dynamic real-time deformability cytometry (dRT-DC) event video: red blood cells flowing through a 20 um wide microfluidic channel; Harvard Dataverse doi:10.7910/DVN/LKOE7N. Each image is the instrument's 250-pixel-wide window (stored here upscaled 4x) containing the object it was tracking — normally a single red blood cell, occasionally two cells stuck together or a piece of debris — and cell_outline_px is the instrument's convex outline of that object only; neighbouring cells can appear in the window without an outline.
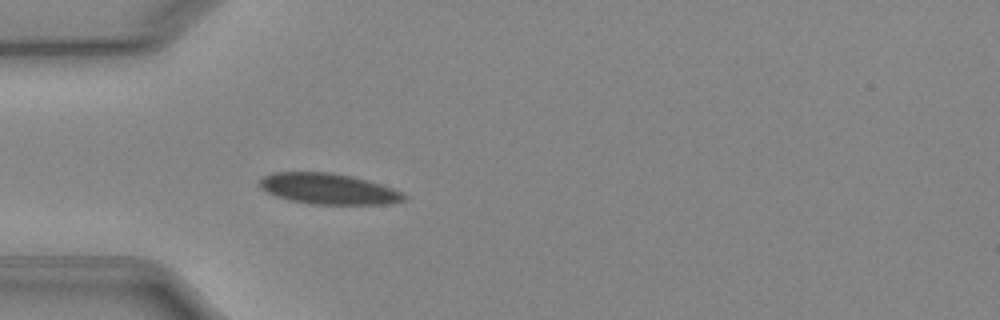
{"species": "Egyptian fruit bat (a non-hibernating species)", "species_latin": "Rousettus aegyptiacus", "temperature_condition": "cold", "stored_images_in_passage": 37, "camera_frame_rate_fps": 3000, "um_per_image_px": 0.085, "animal": {"sex": "female"}, "frame": {"image": 1, "passage_image": 1, "time_ms": 0.0, "image_size_px": [1000, 320], "cell_outline_px": [[408, 196], [404, 200], [392, 204], [312, 204], [288, 200], [276, 196], [260, 188], [260, 180], [264, 176], [272, 172], [332, 172], [352, 176], [368, 180], [392, 188]], "centroid_in_image_um": [27.92, 16.05], "position_along_channel_um": 57.1, "area_um2": 25.95}}
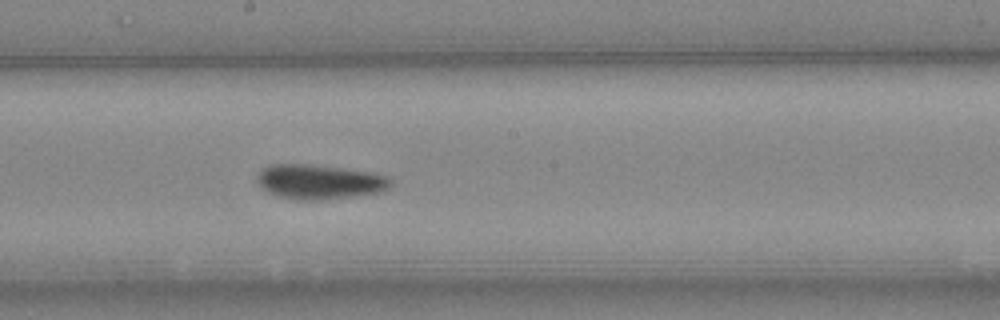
{"frame": {"image": 2, "passage_image": 14, "time_ms": 4.333, "image_size_px": [1000, 320], "cell_outline_px": [[392, 184], [384, 192], [320, 200], [296, 200], [276, 196], [260, 188], [256, 180], [256, 176], [264, 168], [272, 164], [308, 164], [372, 172], [388, 176], [392, 180]], "centroid_in_image_um": [27.15, 15.46], "position_along_channel_um": 221.1, "area_um2": 27.17}}
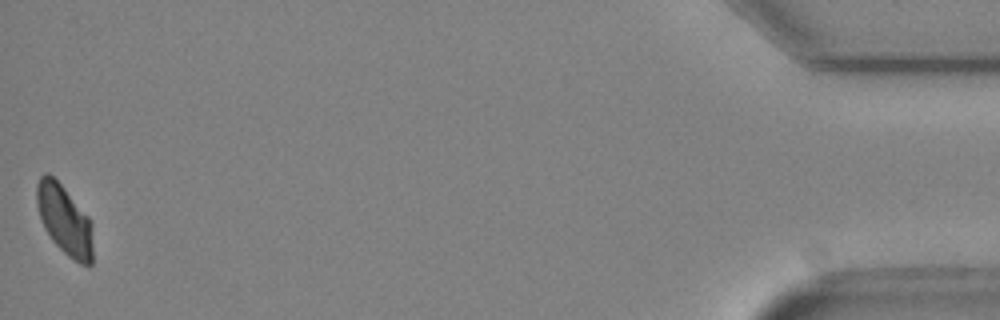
{"frame": {"image": 3, "passage_image": 37, "time_ms": 12.0, "image_size_px": [1000, 320], "cell_outline_px": [[92, 264], [88, 268], [80, 264], [68, 256], [52, 240], [44, 228], [36, 204], [36, 184], [40, 176], [44, 172], [48, 172], [64, 188], [88, 216], [92, 224]], "centroid_in_image_um": [5.48, 18.7], "position_along_channel_um": 429.7, "area_um2": 22.89}, "authors_computed_cell_mechanics": {"area_um2": 25.6054, "velocity_mm_per_s": 3.9231, "shape_relaxation_time_tau1_ms": 3.9698, "shape_relaxation_time_tau2_ms": null, "deformation_change_tau1": 0.0971, "deformation_change_tau2": null}}